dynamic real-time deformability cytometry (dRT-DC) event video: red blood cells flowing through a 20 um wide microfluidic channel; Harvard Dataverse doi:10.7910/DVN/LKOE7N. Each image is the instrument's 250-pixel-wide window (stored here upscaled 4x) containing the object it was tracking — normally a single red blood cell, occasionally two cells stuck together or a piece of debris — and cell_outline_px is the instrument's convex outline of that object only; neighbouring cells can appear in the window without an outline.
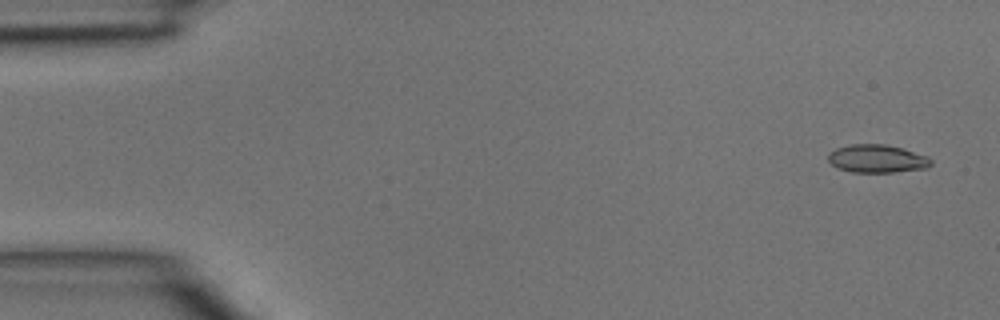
{"species": "common noctule bat (a hibernating species)", "species_latin": "Nyctalus noctula", "temperature_condition": "room temperature", "stored_images_in_passage": 4, "segment_of_instrument_passage": [2, 2], "camera_frame_rate_fps": 3000, "um_per_image_px": 0.085, "animal": {"sex": "male", "body_mass_g": 15.6}, "frame": {"image": 1, "passage_image": 4, "time_ms": 1.0, "image_size_px": [1000, 320], "cell_outline_px": [[932, 164], [928, 168], [892, 172], [852, 172], [836, 168], [828, 160], [828, 152], [836, 148], [852, 144], [884, 144], [904, 148], [928, 156], [932, 160]], "centroid_in_image_um": [74.56, 13.48], "position_along_channel_um": 10.4, "area_um2": 16.99}}